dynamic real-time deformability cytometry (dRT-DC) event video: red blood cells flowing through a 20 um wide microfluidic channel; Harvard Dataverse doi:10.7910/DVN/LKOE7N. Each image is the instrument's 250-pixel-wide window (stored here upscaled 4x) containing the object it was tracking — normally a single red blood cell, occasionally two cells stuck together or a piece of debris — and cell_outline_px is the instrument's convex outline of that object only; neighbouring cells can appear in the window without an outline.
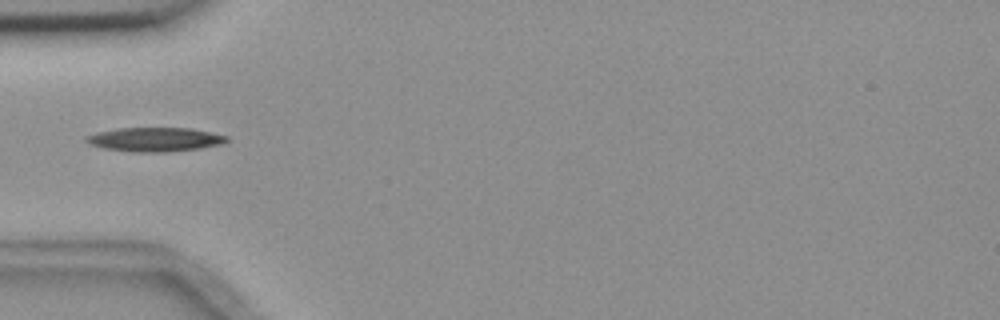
{"species": "common noctule bat (a hibernating species)", "species_latin": "Nyctalus noctula", "temperature_condition": "room temperature", "stored_images_in_passage": 9, "camera_frame_rate_fps": 3000, "um_per_image_px": 0.085, "animal": {"sex": "female", "body_mass_g": 18.4}, "frame": {"image": 1, "passage_image": 6, "time_ms": 6.667, "image_size_px": [1000, 320], "cell_outline_px": [[228, 140], [224, 144], [200, 148], [168, 152], [132, 152], [104, 148], [88, 144], [84, 140], [88, 136], [96, 132], [116, 128], [192, 128], [228, 136]], "centroid_in_image_um": [13.17, 11.85], "position_along_channel_um": 71.8, "area_um2": 19.83}}
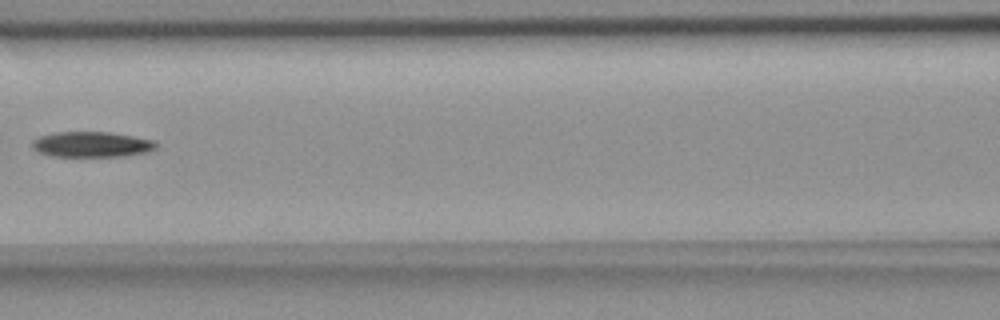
{"frame": {"image": 2, "passage_image": 8, "time_ms": 9.0, "image_size_px": [1000, 320], "cell_outline_px": [[156, 148], [148, 152], [124, 156], [52, 156], [40, 152], [32, 148], [32, 140], [40, 136], [56, 132], [108, 132], [156, 140]], "centroid_in_image_um": [7.81, 12.27], "position_along_channel_um": 158.8, "area_um2": 18.32}}
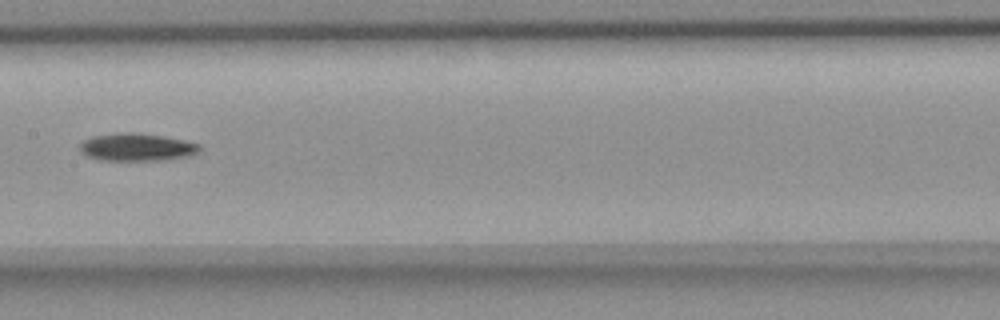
{"frame": {"image": 3, "passage_image": 9, "time_ms": 10.0, "image_size_px": [1000, 320], "cell_outline_px": [[200, 152], [192, 156], [164, 160], [100, 160], [88, 156], [80, 152], [80, 144], [84, 140], [92, 136], [116, 132], [136, 132], [164, 136], [184, 140], [200, 144]], "centroid_in_image_um": [11.65, 12.5], "position_along_channel_um": 195.7, "area_um2": 19.59}}